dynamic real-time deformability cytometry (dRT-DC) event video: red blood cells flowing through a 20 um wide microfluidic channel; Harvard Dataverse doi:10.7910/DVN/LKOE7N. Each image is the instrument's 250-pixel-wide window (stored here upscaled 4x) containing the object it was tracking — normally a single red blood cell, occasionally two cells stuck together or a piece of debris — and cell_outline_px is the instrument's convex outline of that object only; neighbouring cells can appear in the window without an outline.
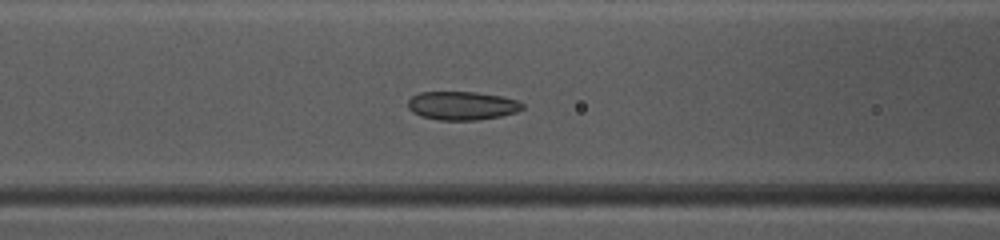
{"species": "common noctule bat (a hibernating species)", "species_latin": "Nyctalus noctula", "temperature_condition": "warm", "stored_images_in_passage": 38, "camera_frame_rate_fps": 3000, "um_per_image_px": 0.085, "animal": {"sex": "female", "body_mass_g": 10.0, "forearm_length_mm": 53.1}, "frame": {"image": 1, "passage_image": 9, "time_ms": 2.667, "image_size_px": [1000, 240], "cell_outline_px": [[524, 108], [516, 112], [500, 116], [476, 120], [440, 120], [420, 116], [412, 112], [408, 108], [408, 100], [412, 96], [420, 92], [476, 92], [500, 96], [516, 100], [524, 104]], "centroid_in_image_um": [39.25, 8.98], "position_along_channel_um": 127.3, "area_um2": 19.02}}
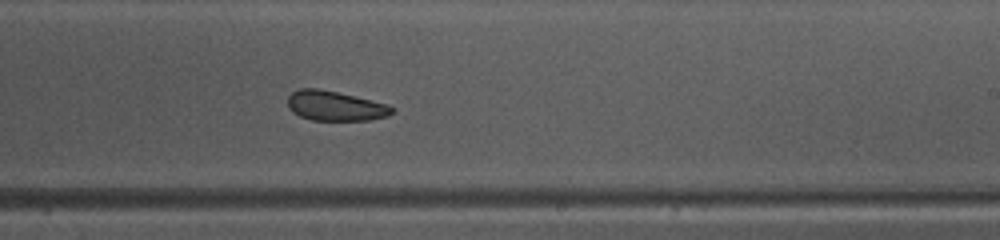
{"frame": {"image": 2, "passage_image": 19, "time_ms": 6.0, "image_size_px": [1000, 240], "cell_outline_px": [[396, 112], [388, 116], [368, 120], [312, 120], [300, 116], [292, 112], [288, 108], [288, 96], [292, 92], [300, 88], [316, 88], [336, 92], [388, 104], [396, 108]], "centroid_in_image_um": [28.51, 9.01], "position_along_channel_um": 260.5, "area_um2": 18.15}}
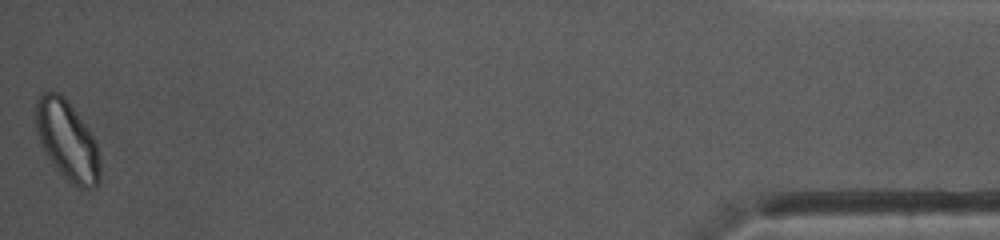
{"frame": {"image": 3, "passage_image": 38, "time_ms": 12.333, "image_size_px": [1000, 240], "cell_outline_px": [[100, 180], [92, 188], [80, 188], [72, 184], [60, 172], [44, 152], [36, 132], [32, 120], [32, 112], [36, 100], [44, 92], [56, 92], [64, 96], [88, 128], [96, 140], [100, 160]], "centroid_in_image_um": [5.67, 11.9], "position_along_channel_um": 429.5, "area_um2": 30.17}, "authors_computed_cell_mechanics": {"area_um2": 19.5942, "velocity_mm_per_s": 3.9953, "shape_relaxation_time_tau1_ms": 7.0921, "shape_relaxation_time_tau2_ms": 2.0179, "deformation_change_tau1": 0.1067, "deformation_change_tau2": 0.0711}}